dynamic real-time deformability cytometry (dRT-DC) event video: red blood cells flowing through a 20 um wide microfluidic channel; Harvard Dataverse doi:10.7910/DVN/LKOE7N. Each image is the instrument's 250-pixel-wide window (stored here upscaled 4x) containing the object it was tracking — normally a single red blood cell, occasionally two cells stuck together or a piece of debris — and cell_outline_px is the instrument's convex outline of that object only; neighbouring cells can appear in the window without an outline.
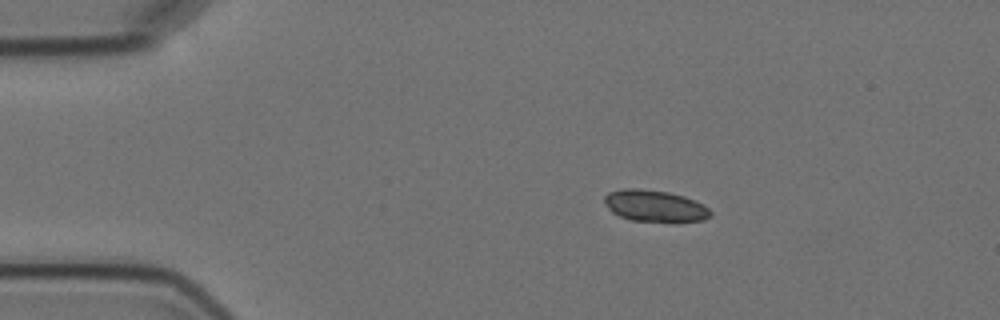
{"species": "Egyptian fruit bat (a non-hibernating species)", "species_latin": "Rousettus aegyptiacus", "temperature_condition": "cold", "stored_images_in_passage": 8, "camera_frame_rate_fps": 3000, "um_per_image_px": 0.085, "animal": {"sex": "female"}, "frame": {"image": 1, "passage_image": 1, "time_ms": 0.0, "image_size_px": [1000, 320], "cell_outline_px": [[712, 216], [704, 220], [676, 224], [632, 220], [620, 216], [612, 212], [604, 204], [604, 196], [608, 192], [624, 188], [636, 188], [668, 192], [684, 196], [708, 208], [712, 212]], "centroid_in_image_um": [55.68, 17.54], "position_along_channel_um": 29.3, "area_um2": 20.06}}
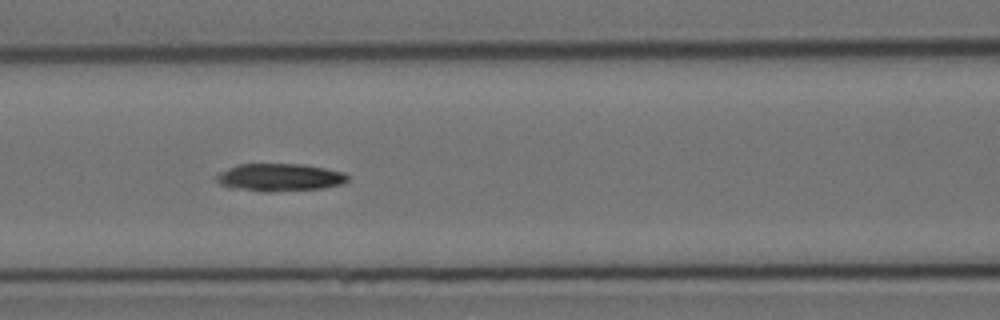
{"frame": {"image": 2, "passage_image": 5, "time_ms": 4.667, "image_size_px": [1000, 320], "cell_outline_px": [[348, 180], [340, 184], [324, 188], [272, 192], [264, 192], [228, 188], [220, 184], [216, 180], [216, 172], [236, 164], [304, 164], [344, 172], [348, 176]], "centroid_in_image_um": [23.69, 15.08], "position_along_channel_um": 142.9, "area_um2": 21.5}}
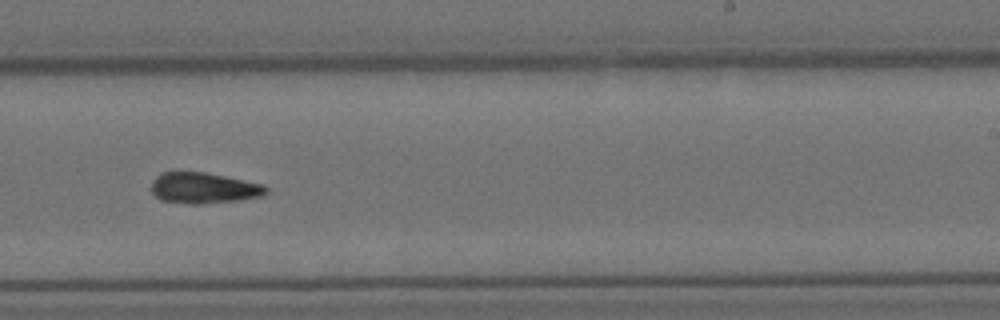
{"frame": {"image": 3, "passage_image": 8, "time_ms": 8.333, "image_size_px": [1000, 320], "cell_outline_px": [[268, 192], [260, 196], [236, 200], [200, 204], [188, 204], [160, 200], [152, 192], [152, 180], [160, 172], [204, 172], [264, 184], [268, 188]], "centroid_in_image_um": [17.29, 15.98], "position_along_channel_um": 271.7, "area_um2": 20.58}}